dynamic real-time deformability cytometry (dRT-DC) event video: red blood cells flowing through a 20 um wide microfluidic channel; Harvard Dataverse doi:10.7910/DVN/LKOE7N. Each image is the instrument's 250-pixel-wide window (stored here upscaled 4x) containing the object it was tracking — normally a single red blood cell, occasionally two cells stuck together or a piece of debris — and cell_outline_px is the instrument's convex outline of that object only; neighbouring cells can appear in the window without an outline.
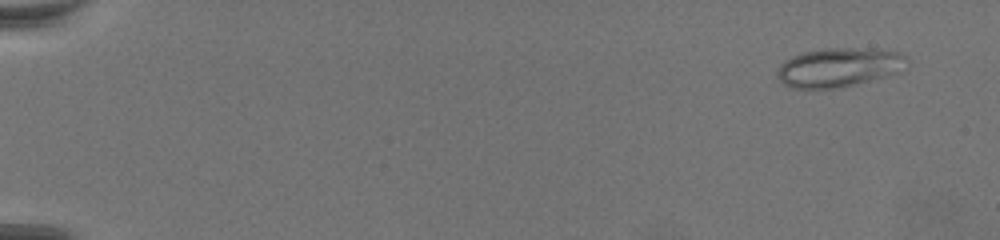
{"species": "common noctule bat (a hibernating species)", "species_latin": "Nyctalus noctula", "temperature_condition": "warm", "stored_images_in_passage": 68, "camera_frame_rate_fps": 3000, "um_per_image_px": 0.085, "animal": {"sex": "female", "body_mass_g": 19.5, "forearm_length_mm": 54.1}, "frame": {"image": 1, "passage_image": 1, "time_ms": 0.0, "image_size_px": [1000, 240], "cell_outline_px": [[908, 56], [896, 72], [884, 76], [836, 88], [792, 88], [784, 84], [776, 76], [776, 72], [780, 64], [784, 60], [792, 56], [804, 52], [828, 48], [872, 48], [900, 52]], "centroid_in_image_um": [71.22, 5.7], "position_along_channel_um": 13.8, "area_um2": 29.02}}
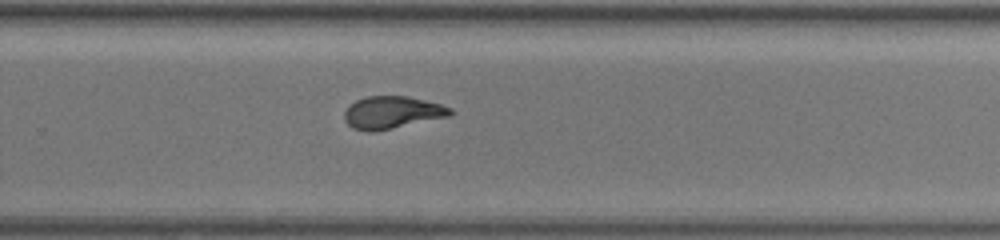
{"frame": {"image": 2, "passage_image": 46, "time_ms": 15.0, "image_size_px": [1000, 240], "cell_outline_px": [[456, 112], [452, 116], [372, 132], [368, 132], [352, 128], [344, 120], [344, 112], [348, 104], [364, 96], [408, 96], [440, 104], [452, 108]], "centroid_in_image_um": [33.33, 9.55], "position_along_channel_um": 296.5, "area_um2": 20.29}}
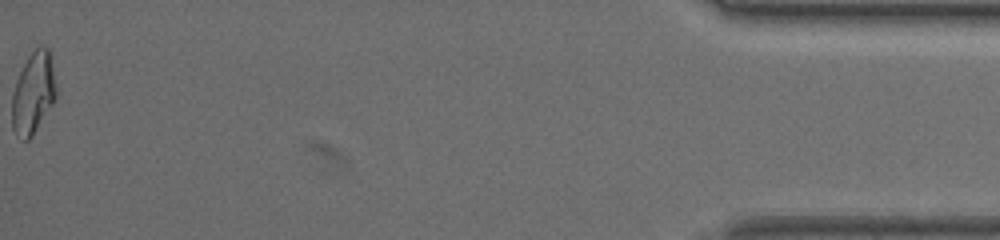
{"frame": {"image": 3, "passage_image": 68, "time_ms": 22.333, "image_size_px": [1000, 240], "cell_outline_px": [[56, 100], [32, 136], [28, 140], [24, 140], [16, 136], [12, 128], [12, 96], [16, 80], [28, 56], [36, 48], [48, 48], [52, 52], [56, 88]], "centroid_in_image_um": [2.85, 7.92], "position_along_channel_um": 432.4, "area_um2": 21.21}}